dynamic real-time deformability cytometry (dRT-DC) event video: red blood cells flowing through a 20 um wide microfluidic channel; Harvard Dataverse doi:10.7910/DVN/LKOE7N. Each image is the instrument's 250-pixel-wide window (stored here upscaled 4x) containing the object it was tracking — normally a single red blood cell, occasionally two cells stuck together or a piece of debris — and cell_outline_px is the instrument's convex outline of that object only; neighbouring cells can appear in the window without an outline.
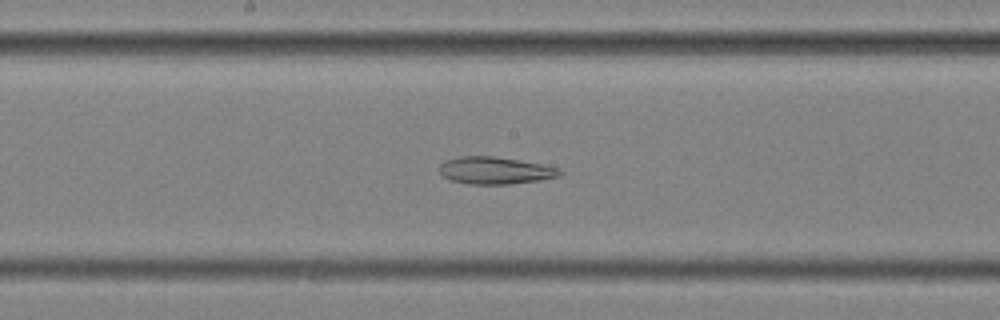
{"species": "common noctule bat (a hibernating species)", "species_latin": "Nyctalus noctula", "temperature_condition": "cold", "stored_images_in_passage": 50, "segment_of_instrument_passage": [2, 2], "camera_frame_rate_fps": 3000, "um_per_image_px": 0.085, "animal": {"sex": "female", "body_mass_g": 25.1}, "frame": {"image": 1, "passage_image": 23, "time_ms": 7.333, "image_size_px": [1000, 320], "cell_outline_px": [[564, 172], [560, 176], [540, 180], [508, 184], [468, 184], [452, 180], [444, 176], [440, 172], [440, 164], [448, 160], [460, 156], [492, 156], [540, 164], [560, 168]], "centroid_in_image_um": [42.12, 14.5], "position_along_channel_um": 206.1, "area_um2": 18.84}}
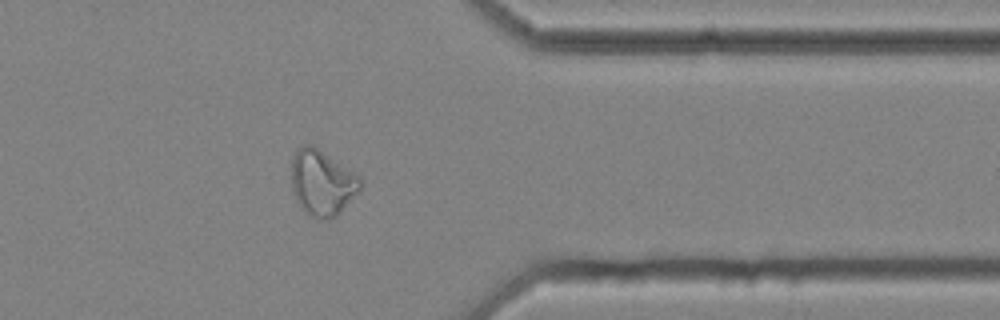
{"frame": {"image": 2, "passage_image": 39, "time_ms": 12.667, "image_size_px": [1000, 320], "cell_outline_px": [[364, 180], [360, 192], [332, 220], [320, 220], [308, 216], [300, 208], [292, 192], [292, 156], [296, 148], [300, 144], [312, 144], [360, 176]], "centroid_in_image_um": [27.38, 15.55], "position_along_channel_um": 384.0, "area_um2": 27.11}}
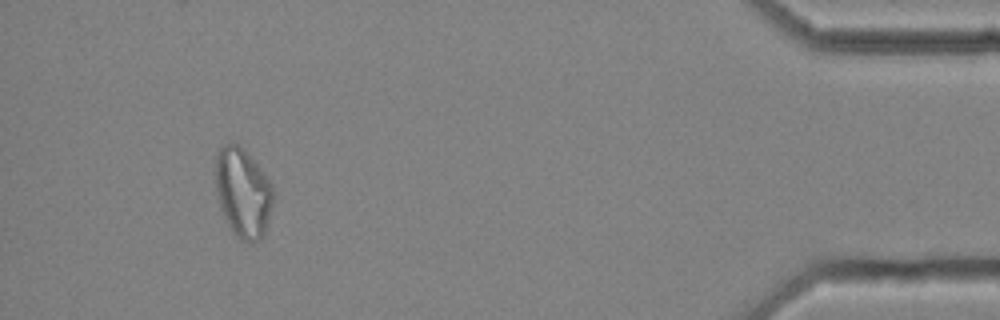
{"frame": {"image": 3, "passage_image": 46, "time_ms": 15.0, "image_size_px": [1000, 320], "cell_outline_px": [[272, 204], [264, 236], [260, 240], [252, 244], [248, 244], [240, 240], [232, 232], [220, 208], [216, 188], [216, 156], [220, 148], [228, 144], [240, 144], [248, 152], [272, 184]], "centroid_in_image_um": [20.65, 16.42], "position_along_channel_um": 414.5, "area_um2": 30.06}}